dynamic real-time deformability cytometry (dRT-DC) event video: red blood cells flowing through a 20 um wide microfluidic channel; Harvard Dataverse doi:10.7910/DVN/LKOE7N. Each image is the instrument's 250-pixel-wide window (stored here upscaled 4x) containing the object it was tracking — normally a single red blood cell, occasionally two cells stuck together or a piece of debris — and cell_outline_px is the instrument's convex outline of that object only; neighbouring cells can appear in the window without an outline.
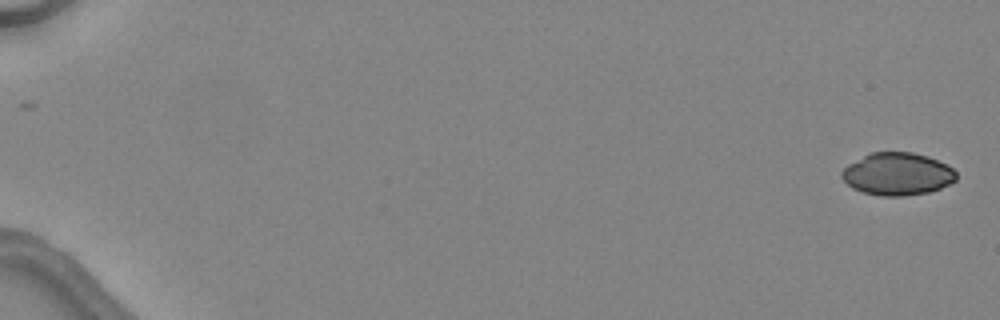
{"species": "common noctule bat (a hibernating species)", "species_latin": "Nyctalus noctula", "temperature_condition": "warm", "stored_images_in_passage": 2, "camera_frame_rate_fps": 3000, "um_per_image_px": 0.085, "animal": {"sex": "female", "body_mass_g": 24.6, "forearm_length_mm": 56.2}, "frame": {"image": 1, "passage_image": 2, "time_ms": 1.0, "image_size_px": [1000, 320], "cell_outline_px": [[956, 180], [940, 188], [928, 192], [904, 196], [880, 196], [864, 192], [852, 188], [840, 176], [840, 172], [848, 164], [872, 152], [912, 152], [928, 156], [948, 164], [956, 172]], "centroid_in_image_um": [76.28, 14.79], "position_along_channel_um": 8.7, "area_um2": 28.38}}